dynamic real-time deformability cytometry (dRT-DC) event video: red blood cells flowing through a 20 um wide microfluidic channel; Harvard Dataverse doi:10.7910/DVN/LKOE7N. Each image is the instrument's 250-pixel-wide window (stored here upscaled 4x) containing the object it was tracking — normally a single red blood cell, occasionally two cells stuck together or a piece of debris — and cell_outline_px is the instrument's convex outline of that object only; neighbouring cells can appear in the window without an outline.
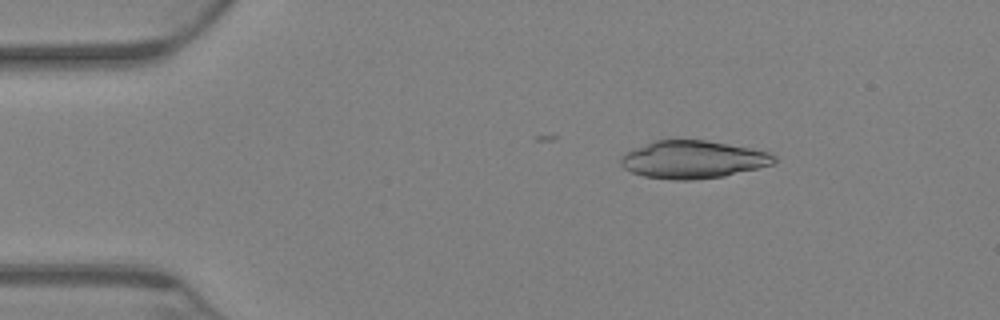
{"species": "Egyptian fruit bat (a non-hibernating species)", "species_latin": "Rousettus aegyptiacus", "temperature_condition": "warm", "stored_images_in_passage": 16, "camera_frame_rate_fps": 3000, "um_per_image_px": 0.085, "animal": {"sex": "female"}, "frame": {"image": 1, "passage_image": 11, "time_ms": 3.333, "image_size_px": [1000, 320], "cell_outline_px": [[776, 160], [772, 164], [724, 176], [692, 180], [676, 180], [644, 176], [632, 172], [624, 168], [620, 164], [620, 160], [632, 148], [656, 140], [704, 140], [728, 144], [768, 152], [776, 156]], "centroid_in_image_um": [58.88, 13.56], "position_along_channel_um": 26.1, "area_um2": 33.29}}